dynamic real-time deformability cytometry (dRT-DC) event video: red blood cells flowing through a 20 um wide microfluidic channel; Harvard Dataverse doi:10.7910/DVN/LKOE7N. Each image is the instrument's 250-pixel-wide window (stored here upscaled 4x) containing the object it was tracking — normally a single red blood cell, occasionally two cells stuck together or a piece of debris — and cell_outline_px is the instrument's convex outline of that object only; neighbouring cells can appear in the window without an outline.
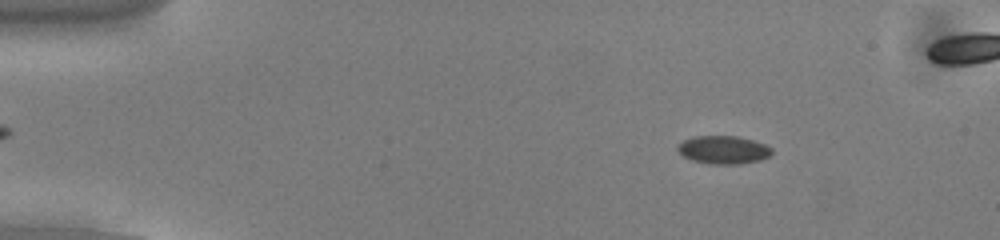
{"species": "common noctule bat (a hibernating species)", "species_latin": "Nyctalus noctula", "temperature_condition": "cold", "stored_images_in_passage": 51, "camera_frame_rate_fps": 3000, "um_per_image_px": 0.085, "animal": {"sex": "male", "body_mass_g": 13.0, "forearm_length_mm": 53.1}, "frame": {"image": 1, "passage_image": 8, "time_ms": 2.333, "image_size_px": [1000, 240], "cell_outline_px": [[772, 152], [768, 156], [760, 160], [740, 164], [708, 164], [692, 160], [684, 156], [676, 148], [676, 144], [684, 140], [696, 136], [736, 136], [752, 140], [764, 144], [772, 148]], "centroid_in_image_um": [61.47, 12.74], "position_along_channel_um": 23.5, "area_um2": 15.37}}
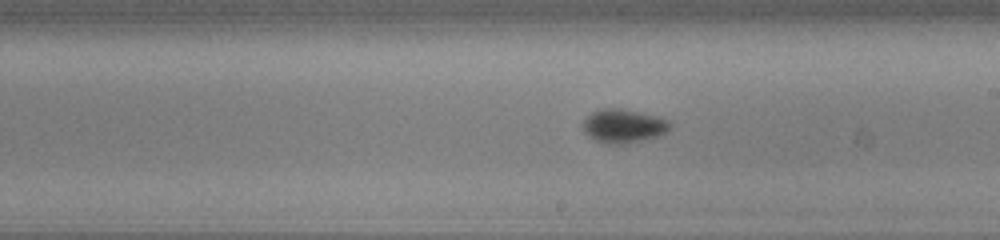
{"frame": {"image": 2, "passage_image": 31, "time_ms": 10.0, "image_size_px": [1000, 240], "cell_outline_px": [[672, 124], [668, 132], [660, 136], [624, 144], [608, 144], [596, 140], [588, 136], [584, 132], [580, 124], [592, 112], [600, 108], [620, 108], [656, 116], [668, 120]], "centroid_in_image_um": [52.99, 10.71], "position_along_channel_um": 236.0, "area_um2": 17.28}}
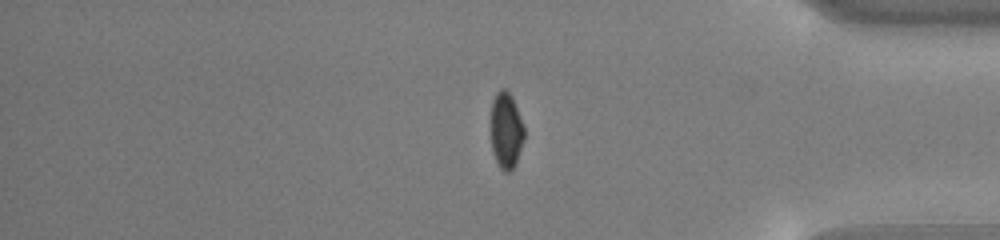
{"frame": {"image": 3, "passage_image": 45, "time_ms": 14.667, "image_size_px": [1000, 240], "cell_outline_px": [[524, 140], [516, 164], [508, 172], [504, 172], [500, 168], [492, 152], [492, 100], [496, 92], [500, 88], [504, 88], [512, 96], [524, 128]], "centroid_in_image_um": [43.03, 11.09], "position_along_channel_um": 392.2, "area_um2": 14.68}}